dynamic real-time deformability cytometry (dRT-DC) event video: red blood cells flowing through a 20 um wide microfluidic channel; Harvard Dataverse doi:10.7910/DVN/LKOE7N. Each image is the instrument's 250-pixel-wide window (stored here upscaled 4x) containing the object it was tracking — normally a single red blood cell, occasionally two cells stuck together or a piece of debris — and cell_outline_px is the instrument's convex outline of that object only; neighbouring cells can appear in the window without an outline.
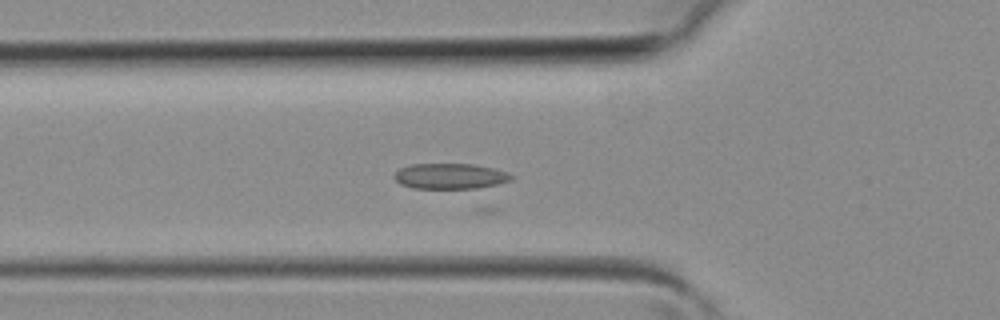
{"species": "common noctule bat (a hibernating species)", "species_latin": "Nyctalus noctula", "temperature_condition": "room temperature", "stored_images_in_passage": 27, "camera_frame_rate_fps": 3000, "um_per_image_px": 0.085, "animal": {"sex": "female", "body_mass_g": 19.3, "forearm_length_mm": 54.1}, "frame": {"image": 1, "passage_image": 8, "time_ms": 2.333, "image_size_px": [1000, 320], "cell_outline_px": [[516, 176], [512, 180], [496, 184], [476, 188], [412, 188], [400, 184], [392, 176], [400, 168], [412, 164], [472, 164], [496, 168], [508, 172]], "centroid_in_image_um": [38.29, 14.97], "position_along_channel_um": 87.5, "area_um2": 17.51}}
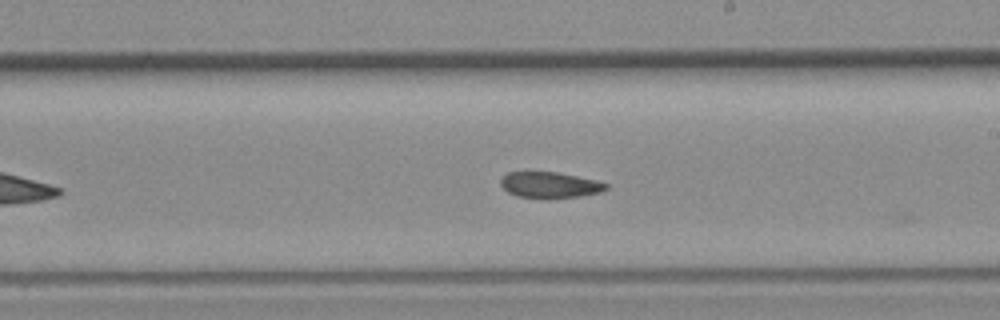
{"frame": {"image": 2, "passage_image": 17, "time_ms": 5.333, "image_size_px": [1000, 320], "cell_outline_px": [[608, 188], [600, 192], [580, 196], [516, 196], [508, 192], [500, 184], [500, 180], [508, 172], [560, 172], [596, 180], [608, 184]], "centroid_in_image_um": [46.75, 15.68], "position_along_channel_um": 242.3, "area_um2": 15.37}}
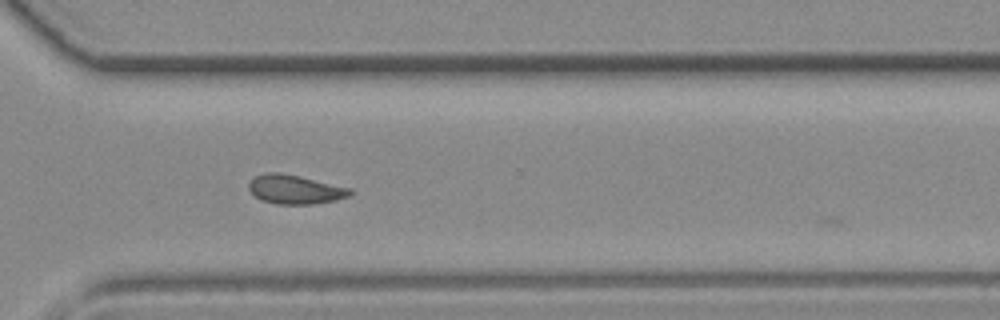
{"frame": {"image": 3, "passage_image": 23, "time_ms": 7.333, "image_size_px": [1000, 320], "cell_outline_px": [[352, 192], [348, 196], [336, 200], [312, 204], [276, 204], [260, 200], [248, 188], [248, 180], [256, 176], [268, 172], [280, 172], [300, 176], [352, 188]], "centroid_in_image_um": [25.06, 16.09], "position_along_channel_um": 345.5, "area_um2": 17.22}}